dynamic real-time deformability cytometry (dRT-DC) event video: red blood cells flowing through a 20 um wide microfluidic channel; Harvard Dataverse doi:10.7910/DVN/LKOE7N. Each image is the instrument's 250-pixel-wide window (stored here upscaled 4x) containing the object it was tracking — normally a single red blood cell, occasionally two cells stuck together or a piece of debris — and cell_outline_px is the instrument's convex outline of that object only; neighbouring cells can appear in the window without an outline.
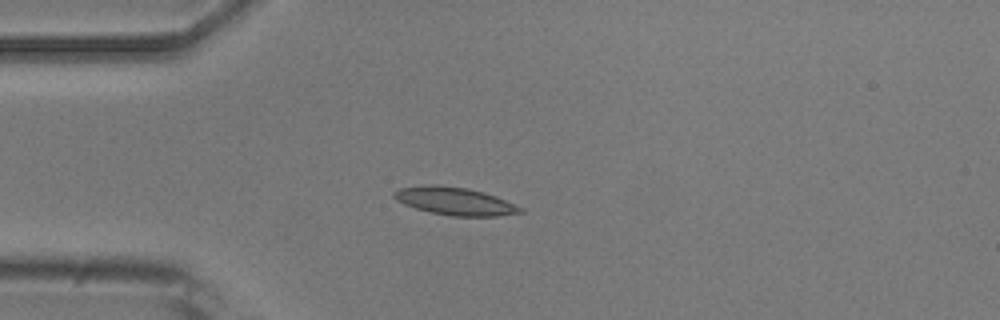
{"species": "common noctule bat (a hibernating species)", "species_latin": "Nyctalus noctula", "temperature_condition": "room temperature", "stored_images_in_passage": 6, "camera_frame_rate_fps": 3000, "um_per_image_px": 0.085, "animal": {"sex": "male", "body_mass_g": 20.5, "forearm_length_mm": 52.5}, "frame": {"image": 1, "passage_image": 3, "time_ms": 2.333, "image_size_px": [1000, 320], "cell_outline_px": [[524, 212], [496, 216], [452, 216], [428, 212], [404, 204], [396, 200], [392, 196], [392, 192], [400, 188], [432, 184], [436, 184], [468, 188], [484, 192], [496, 196], [524, 208]], "centroid_in_image_um": [38.66, 17.09], "position_along_channel_um": 46.3, "area_um2": 20.58}}
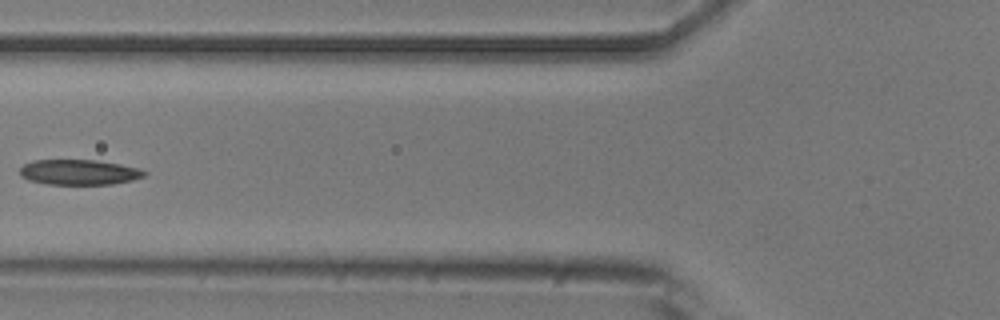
{"frame": {"image": 2, "passage_image": 5, "time_ms": 4.667, "image_size_px": [1000, 320], "cell_outline_px": [[148, 172], [144, 176], [132, 180], [112, 184], [48, 184], [28, 180], [20, 176], [20, 168], [24, 164], [32, 160], [96, 160], [120, 164], [140, 168]], "centroid_in_image_um": [6.72, 14.63], "position_along_channel_um": 119.1, "area_um2": 18.38}}
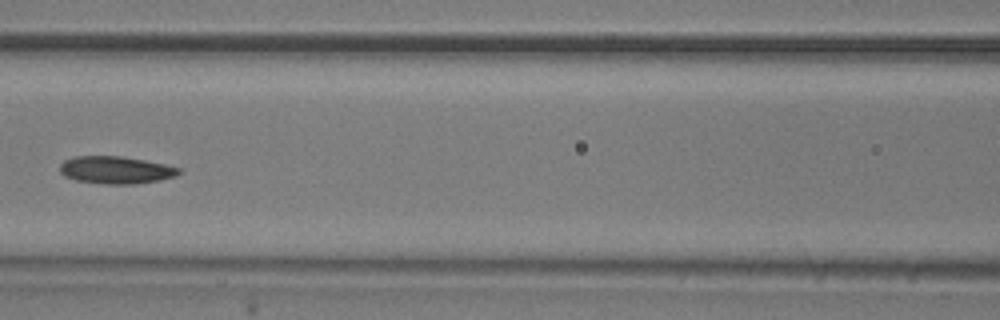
{"frame": {"image": 3, "passage_image": 6, "time_ms": 5.667, "image_size_px": [1000, 320], "cell_outline_px": [[180, 172], [176, 176], [160, 180], [132, 184], [108, 184], [76, 180], [64, 176], [60, 172], [60, 164], [64, 160], [72, 156], [120, 156], [144, 160], [164, 164], [180, 168]], "centroid_in_image_um": [9.82, 14.44], "position_along_channel_um": 156.8, "area_um2": 18.96}}